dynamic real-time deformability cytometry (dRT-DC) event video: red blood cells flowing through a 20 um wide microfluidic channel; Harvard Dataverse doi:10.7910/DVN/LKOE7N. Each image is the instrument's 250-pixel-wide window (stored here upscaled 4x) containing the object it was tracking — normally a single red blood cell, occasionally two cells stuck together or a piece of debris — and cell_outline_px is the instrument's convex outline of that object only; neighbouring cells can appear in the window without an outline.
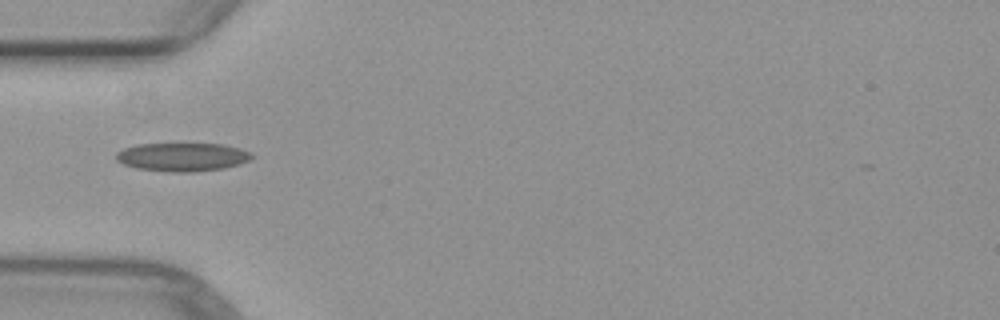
{"species": "common noctule bat (a hibernating species)", "species_latin": "Nyctalus noctula", "temperature_condition": "warm", "stored_images_in_passage": 5, "camera_frame_rate_fps": 3000, "um_per_image_px": 0.085, "animal": {"sex": "female", "body_mass_g": 29.2, "forearm_length_mm": 56.3}, "frame": {"image": 1, "passage_image": 5, "time_ms": 4.667, "image_size_px": [1000, 320], "cell_outline_px": [[252, 156], [248, 160], [240, 164], [224, 168], [196, 172], [168, 172], [136, 168], [124, 164], [116, 160], [116, 152], [124, 148], [136, 144], [224, 144], [240, 148], [248, 152]], "centroid_in_image_um": [15.47, 13.35], "position_along_channel_um": 69.5, "area_um2": 22.48}}